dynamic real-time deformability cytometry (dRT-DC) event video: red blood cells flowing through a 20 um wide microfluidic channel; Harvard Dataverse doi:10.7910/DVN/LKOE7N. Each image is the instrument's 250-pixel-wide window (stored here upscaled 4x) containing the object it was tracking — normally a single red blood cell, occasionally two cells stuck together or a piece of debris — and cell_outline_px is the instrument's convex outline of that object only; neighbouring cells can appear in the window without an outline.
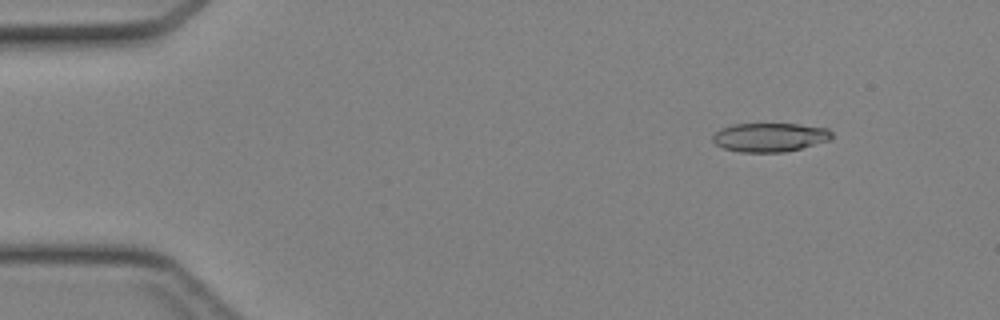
{"species": "Egyptian fruit bat (a non-hibernating species)", "species_latin": "Rousettus aegyptiacus", "temperature_condition": "cold", "stored_images_in_passage": 3, "camera_frame_rate_fps": 3000, "um_per_image_px": 0.085, "animal": {"sex": "female"}, "frame": {"image": 1, "passage_image": 2, "time_ms": 0.333, "image_size_px": [1000, 320], "cell_outline_px": [[832, 136], [828, 140], [800, 148], [784, 152], [740, 152], [724, 148], [716, 144], [712, 140], [712, 136], [720, 128], [732, 124], [796, 124], [828, 128], [832, 132]], "centroid_in_image_um": [65.4, 11.66], "position_along_channel_um": 19.6, "area_um2": 19.88}}